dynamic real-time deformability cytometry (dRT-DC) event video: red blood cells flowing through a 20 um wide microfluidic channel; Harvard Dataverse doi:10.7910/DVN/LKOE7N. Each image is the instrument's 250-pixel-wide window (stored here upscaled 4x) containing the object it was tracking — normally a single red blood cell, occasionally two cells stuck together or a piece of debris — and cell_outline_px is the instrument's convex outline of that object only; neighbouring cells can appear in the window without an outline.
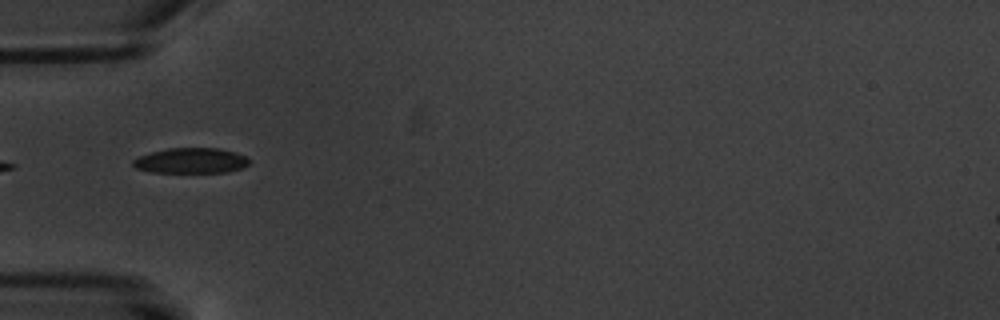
{"species": "common noctule bat (a hibernating species)", "species_latin": "Nyctalus noctula", "temperature_condition": "warm", "stored_images_in_passage": 10, "camera_frame_rate_fps": 3000, "um_per_image_px": 0.085, "animal": {"sex": "male", "body_mass_g": 20.1, "forearm_length_mm": 53.5}, "frame": {"image": 1, "passage_image": 5, "time_ms": 4.667, "image_size_px": [1000, 320], "cell_outline_px": [[248, 164], [244, 168], [228, 172], [152, 172], [136, 168], [132, 164], [132, 160], [140, 156], [152, 152], [168, 148], [220, 148], [236, 152], [244, 156], [248, 160]], "centroid_in_image_um": [16.24, 13.65], "position_along_channel_um": 68.8, "area_um2": 17.11}}